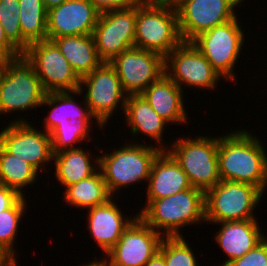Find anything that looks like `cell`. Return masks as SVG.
Returning a JSON list of instances; mask_svg holds the SVG:
<instances>
[{
    "label": "cell",
    "instance_id": "obj_20",
    "mask_svg": "<svg viewBox=\"0 0 267 266\" xmlns=\"http://www.w3.org/2000/svg\"><path fill=\"white\" fill-rule=\"evenodd\" d=\"M148 181L147 200L165 198L192 187L187 174L166 150L153 161Z\"/></svg>",
    "mask_w": 267,
    "mask_h": 266
},
{
    "label": "cell",
    "instance_id": "obj_7",
    "mask_svg": "<svg viewBox=\"0 0 267 266\" xmlns=\"http://www.w3.org/2000/svg\"><path fill=\"white\" fill-rule=\"evenodd\" d=\"M168 153L187 174L192 187L206 192L221 181L218 166L219 137L199 136L173 141Z\"/></svg>",
    "mask_w": 267,
    "mask_h": 266
},
{
    "label": "cell",
    "instance_id": "obj_34",
    "mask_svg": "<svg viewBox=\"0 0 267 266\" xmlns=\"http://www.w3.org/2000/svg\"><path fill=\"white\" fill-rule=\"evenodd\" d=\"M21 197L15 190L0 184V212L10 209Z\"/></svg>",
    "mask_w": 267,
    "mask_h": 266
},
{
    "label": "cell",
    "instance_id": "obj_35",
    "mask_svg": "<svg viewBox=\"0 0 267 266\" xmlns=\"http://www.w3.org/2000/svg\"><path fill=\"white\" fill-rule=\"evenodd\" d=\"M22 55L6 38V34L0 22V60L15 58Z\"/></svg>",
    "mask_w": 267,
    "mask_h": 266
},
{
    "label": "cell",
    "instance_id": "obj_19",
    "mask_svg": "<svg viewBox=\"0 0 267 266\" xmlns=\"http://www.w3.org/2000/svg\"><path fill=\"white\" fill-rule=\"evenodd\" d=\"M89 208L88 226L90 234L105 253L109 252L119 241L122 233L138 217L123 219L118 206L111 201Z\"/></svg>",
    "mask_w": 267,
    "mask_h": 266
},
{
    "label": "cell",
    "instance_id": "obj_36",
    "mask_svg": "<svg viewBox=\"0 0 267 266\" xmlns=\"http://www.w3.org/2000/svg\"><path fill=\"white\" fill-rule=\"evenodd\" d=\"M16 258L0 244V266H17Z\"/></svg>",
    "mask_w": 267,
    "mask_h": 266
},
{
    "label": "cell",
    "instance_id": "obj_8",
    "mask_svg": "<svg viewBox=\"0 0 267 266\" xmlns=\"http://www.w3.org/2000/svg\"><path fill=\"white\" fill-rule=\"evenodd\" d=\"M262 194L254 185L221 180L205 192V220L215 224L256 219L253 211Z\"/></svg>",
    "mask_w": 267,
    "mask_h": 266
},
{
    "label": "cell",
    "instance_id": "obj_39",
    "mask_svg": "<svg viewBox=\"0 0 267 266\" xmlns=\"http://www.w3.org/2000/svg\"><path fill=\"white\" fill-rule=\"evenodd\" d=\"M84 266V265H83ZM85 266H104V259L99 261H91L89 264H86Z\"/></svg>",
    "mask_w": 267,
    "mask_h": 266
},
{
    "label": "cell",
    "instance_id": "obj_38",
    "mask_svg": "<svg viewBox=\"0 0 267 266\" xmlns=\"http://www.w3.org/2000/svg\"><path fill=\"white\" fill-rule=\"evenodd\" d=\"M67 0H43V4L45 9L48 11L49 9L59 6Z\"/></svg>",
    "mask_w": 267,
    "mask_h": 266
},
{
    "label": "cell",
    "instance_id": "obj_9",
    "mask_svg": "<svg viewBox=\"0 0 267 266\" xmlns=\"http://www.w3.org/2000/svg\"><path fill=\"white\" fill-rule=\"evenodd\" d=\"M23 55L32 64L45 93L72 92L80 95L81 78L52 41L31 43Z\"/></svg>",
    "mask_w": 267,
    "mask_h": 266
},
{
    "label": "cell",
    "instance_id": "obj_26",
    "mask_svg": "<svg viewBox=\"0 0 267 266\" xmlns=\"http://www.w3.org/2000/svg\"><path fill=\"white\" fill-rule=\"evenodd\" d=\"M90 154L83 149H71L53 153L55 176L65 187L94 175L96 167L91 165Z\"/></svg>",
    "mask_w": 267,
    "mask_h": 266
},
{
    "label": "cell",
    "instance_id": "obj_31",
    "mask_svg": "<svg viewBox=\"0 0 267 266\" xmlns=\"http://www.w3.org/2000/svg\"><path fill=\"white\" fill-rule=\"evenodd\" d=\"M26 200L21 197L10 209L0 212V244L14 256L13 242L17 235V228L26 210Z\"/></svg>",
    "mask_w": 267,
    "mask_h": 266
},
{
    "label": "cell",
    "instance_id": "obj_14",
    "mask_svg": "<svg viewBox=\"0 0 267 266\" xmlns=\"http://www.w3.org/2000/svg\"><path fill=\"white\" fill-rule=\"evenodd\" d=\"M110 64L116 70L125 94H141L149 85L165 74L164 57L156 52L132 47Z\"/></svg>",
    "mask_w": 267,
    "mask_h": 266
},
{
    "label": "cell",
    "instance_id": "obj_15",
    "mask_svg": "<svg viewBox=\"0 0 267 266\" xmlns=\"http://www.w3.org/2000/svg\"><path fill=\"white\" fill-rule=\"evenodd\" d=\"M164 68L165 74L179 88H182V84H184L182 86L186 84L202 89H213L220 80V75L192 42H182L173 49L164 58Z\"/></svg>",
    "mask_w": 267,
    "mask_h": 266
},
{
    "label": "cell",
    "instance_id": "obj_18",
    "mask_svg": "<svg viewBox=\"0 0 267 266\" xmlns=\"http://www.w3.org/2000/svg\"><path fill=\"white\" fill-rule=\"evenodd\" d=\"M99 16L89 0H67L47 11V40L93 34Z\"/></svg>",
    "mask_w": 267,
    "mask_h": 266
},
{
    "label": "cell",
    "instance_id": "obj_37",
    "mask_svg": "<svg viewBox=\"0 0 267 266\" xmlns=\"http://www.w3.org/2000/svg\"><path fill=\"white\" fill-rule=\"evenodd\" d=\"M145 266H166L164 256L158 251Z\"/></svg>",
    "mask_w": 267,
    "mask_h": 266
},
{
    "label": "cell",
    "instance_id": "obj_40",
    "mask_svg": "<svg viewBox=\"0 0 267 266\" xmlns=\"http://www.w3.org/2000/svg\"><path fill=\"white\" fill-rule=\"evenodd\" d=\"M169 2H171L172 4L176 5L180 0H168Z\"/></svg>",
    "mask_w": 267,
    "mask_h": 266
},
{
    "label": "cell",
    "instance_id": "obj_1",
    "mask_svg": "<svg viewBox=\"0 0 267 266\" xmlns=\"http://www.w3.org/2000/svg\"><path fill=\"white\" fill-rule=\"evenodd\" d=\"M258 137L235 130L219 138L218 166L221 180L248 183L265 192L267 153Z\"/></svg>",
    "mask_w": 267,
    "mask_h": 266
},
{
    "label": "cell",
    "instance_id": "obj_32",
    "mask_svg": "<svg viewBox=\"0 0 267 266\" xmlns=\"http://www.w3.org/2000/svg\"><path fill=\"white\" fill-rule=\"evenodd\" d=\"M226 266H267V237L244 256Z\"/></svg>",
    "mask_w": 267,
    "mask_h": 266
},
{
    "label": "cell",
    "instance_id": "obj_33",
    "mask_svg": "<svg viewBox=\"0 0 267 266\" xmlns=\"http://www.w3.org/2000/svg\"><path fill=\"white\" fill-rule=\"evenodd\" d=\"M100 12L127 9L137 6L142 0H89Z\"/></svg>",
    "mask_w": 267,
    "mask_h": 266
},
{
    "label": "cell",
    "instance_id": "obj_28",
    "mask_svg": "<svg viewBox=\"0 0 267 266\" xmlns=\"http://www.w3.org/2000/svg\"><path fill=\"white\" fill-rule=\"evenodd\" d=\"M19 3L23 39L29 45L47 40V10L43 0H19Z\"/></svg>",
    "mask_w": 267,
    "mask_h": 266
},
{
    "label": "cell",
    "instance_id": "obj_27",
    "mask_svg": "<svg viewBox=\"0 0 267 266\" xmlns=\"http://www.w3.org/2000/svg\"><path fill=\"white\" fill-rule=\"evenodd\" d=\"M37 172L29 162L11 155L0 145V184L25 197L22 189L34 183Z\"/></svg>",
    "mask_w": 267,
    "mask_h": 266
},
{
    "label": "cell",
    "instance_id": "obj_12",
    "mask_svg": "<svg viewBox=\"0 0 267 266\" xmlns=\"http://www.w3.org/2000/svg\"><path fill=\"white\" fill-rule=\"evenodd\" d=\"M241 1L244 0H180L175 8L183 42H191L200 33L236 18L235 6Z\"/></svg>",
    "mask_w": 267,
    "mask_h": 266
},
{
    "label": "cell",
    "instance_id": "obj_22",
    "mask_svg": "<svg viewBox=\"0 0 267 266\" xmlns=\"http://www.w3.org/2000/svg\"><path fill=\"white\" fill-rule=\"evenodd\" d=\"M182 88H179L166 74L149 85L141 95L151 107L168 123H183L187 120Z\"/></svg>",
    "mask_w": 267,
    "mask_h": 266
},
{
    "label": "cell",
    "instance_id": "obj_23",
    "mask_svg": "<svg viewBox=\"0 0 267 266\" xmlns=\"http://www.w3.org/2000/svg\"><path fill=\"white\" fill-rule=\"evenodd\" d=\"M50 41L58 47L80 78L103 63L99 58L93 34L60 36Z\"/></svg>",
    "mask_w": 267,
    "mask_h": 266
},
{
    "label": "cell",
    "instance_id": "obj_13",
    "mask_svg": "<svg viewBox=\"0 0 267 266\" xmlns=\"http://www.w3.org/2000/svg\"><path fill=\"white\" fill-rule=\"evenodd\" d=\"M137 6L100 13L93 31L96 49L103 62L110 63L134 47Z\"/></svg>",
    "mask_w": 267,
    "mask_h": 266
},
{
    "label": "cell",
    "instance_id": "obj_2",
    "mask_svg": "<svg viewBox=\"0 0 267 266\" xmlns=\"http://www.w3.org/2000/svg\"><path fill=\"white\" fill-rule=\"evenodd\" d=\"M182 42L174 4L168 0H142L137 5L134 47L165 58Z\"/></svg>",
    "mask_w": 267,
    "mask_h": 266
},
{
    "label": "cell",
    "instance_id": "obj_21",
    "mask_svg": "<svg viewBox=\"0 0 267 266\" xmlns=\"http://www.w3.org/2000/svg\"><path fill=\"white\" fill-rule=\"evenodd\" d=\"M218 224L222 226L215 239L229 256L228 260L221 266H226L231 261L241 258L266 238L261 233L256 219L220 222Z\"/></svg>",
    "mask_w": 267,
    "mask_h": 266
},
{
    "label": "cell",
    "instance_id": "obj_11",
    "mask_svg": "<svg viewBox=\"0 0 267 266\" xmlns=\"http://www.w3.org/2000/svg\"><path fill=\"white\" fill-rule=\"evenodd\" d=\"M84 86L87 88L84 102L90 108L97 120L96 122L99 123L98 126H101L100 128L107 123L118 107V103L120 104L122 101L121 108L122 110L125 108L127 94H124L125 92L116 70L110 63L103 62L91 73L81 77L80 92H82V87Z\"/></svg>",
    "mask_w": 267,
    "mask_h": 266
},
{
    "label": "cell",
    "instance_id": "obj_10",
    "mask_svg": "<svg viewBox=\"0 0 267 266\" xmlns=\"http://www.w3.org/2000/svg\"><path fill=\"white\" fill-rule=\"evenodd\" d=\"M237 17L200 33L191 42L223 78L235 79L233 67L239 58L244 42V33Z\"/></svg>",
    "mask_w": 267,
    "mask_h": 266
},
{
    "label": "cell",
    "instance_id": "obj_6",
    "mask_svg": "<svg viewBox=\"0 0 267 266\" xmlns=\"http://www.w3.org/2000/svg\"><path fill=\"white\" fill-rule=\"evenodd\" d=\"M160 147L128 144L116 149L112 154L96 158L98 163L95 165L102 171L111 195L125 185L127 187L141 180L148 182L153 161L163 149H167L165 146Z\"/></svg>",
    "mask_w": 267,
    "mask_h": 266
},
{
    "label": "cell",
    "instance_id": "obj_24",
    "mask_svg": "<svg viewBox=\"0 0 267 266\" xmlns=\"http://www.w3.org/2000/svg\"><path fill=\"white\" fill-rule=\"evenodd\" d=\"M124 113L133 135L144 133L162 146V133L168 122L159 116L141 94L127 96Z\"/></svg>",
    "mask_w": 267,
    "mask_h": 266
},
{
    "label": "cell",
    "instance_id": "obj_17",
    "mask_svg": "<svg viewBox=\"0 0 267 266\" xmlns=\"http://www.w3.org/2000/svg\"><path fill=\"white\" fill-rule=\"evenodd\" d=\"M164 237L137 217L106 253L108 262L114 266H145L159 251Z\"/></svg>",
    "mask_w": 267,
    "mask_h": 266
},
{
    "label": "cell",
    "instance_id": "obj_30",
    "mask_svg": "<svg viewBox=\"0 0 267 266\" xmlns=\"http://www.w3.org/2000/svg\"><path fill=\"white\" fill-rule=\"evenodd\" d=\"M159 252L164 256L166 266H197L196 258L183 236L164 237Z\"/></svg>",
    "mask_w": 267,
    "mask_h": 266
},
{
    "label": "cell",
    "instance_id": "obj_16",
    "mask_svg": "<svg viewBox=\"0 0 267 266\" xmlns=\"http://www.w3.org/2000/svg\"><path fill=\"white\" fill-rule=\"evenodd\" d=\"M0 145L8 153L29 162L37 170L53 160L50 134L35 130L25 119L13 121L0 132Z\"/></svg>",
    "mask_w": 267,
    "mask_h": 266
},
{
    "label": "cell",
    "instance_id": "obj_4",
    "mask_svg": "<svg viewBox=\"0 0 267 266\" xmlns=\"http://www.w3.org/2000/svg\"><path fill=\"white\" fill-rule=\"evenodd\" d=\"M71 94L72 92L46 93L42 102V105L52 106L49 116L45 117L44 127L51 136L53 153L78 149L74 145L88 137L91 127L89 121H92L91 118L95 120L86 102L83 111Z\"/></svg>",
    "mask_w": 267,
    "mask_h": 266
},
{
    "label": "cell",
    "instance_id": "obj_29",
    "mask_svg": "<svg viewBox=\"0 0 267 266\" xmlns=\"http://www.w3.org/2000/svg\"><path fill=\"white\" fill-rule=\"evenodd\" d=\"M19 0H0V22L7 40L23 54L29 44L22 37Z\"/></svg>",
    "mask_w": 267,
    "mask_h": 266
},
{
    "label": "cell",
    "instance_id": "obj_5",
    "mask_svg": "<svg viewBox=\"0 0 267 266\" xmlns=\"http://www.w3.org/2000/svg\"><path fill=\"white\" fill-rule=\"evenodd\" d=\"M45 94L32 64L23 54L1 60L0 114L39 107Z\"/></svg>",
    "mask_w": 267,
    "mask_h": 266
},
{
    "label": "cell",
    "instance_id": "obj_3",
    "mask_svg": "<svg viewBox=\"0 0 267 266\" xmlns=\"http://www.w3.org/2000/svg\"><path fill=\"white\" fill-rule=\"evenodd\" d=\"M137 216L159 233L161 228L166 230V237L181 236L179 228L205 221V192L191 187L165 198L147 200Z\"/></svg>",
    "mask_w": 267,
    "mask_h": 266
},
{
    "label": "cell",
    "instance_id": "obj_25",
    "mask_svg": "<svg viewBox=\"0 0 267 266\" xmlns=\"http://www.w3.org/2000/svg\"><path fill=\"white\" fill-rule=\"evenodd\" d=\"M65 202L83 208H92L108 202L113 196L109 192L102 172L71 184L65 188Z\"/></svg>",
    "mask_w": 267,
    "mask_h": 266
},
{
    "label": "cell",
    "instance_id": "obj_41",
    "mask_svg": "<svg viewBox=\"0 0 267 266\" xmlns=\"http://www.w3.org/2000/svg\"><path fill=\"white\" fill-rule=\"evenodd\" d=\"M104 266H114V265H112L110 262H108V261L106 260V261H104Z\"/></svg>",
    "mask_w": 267,
    "mask_h": 266
}]
</instances>
